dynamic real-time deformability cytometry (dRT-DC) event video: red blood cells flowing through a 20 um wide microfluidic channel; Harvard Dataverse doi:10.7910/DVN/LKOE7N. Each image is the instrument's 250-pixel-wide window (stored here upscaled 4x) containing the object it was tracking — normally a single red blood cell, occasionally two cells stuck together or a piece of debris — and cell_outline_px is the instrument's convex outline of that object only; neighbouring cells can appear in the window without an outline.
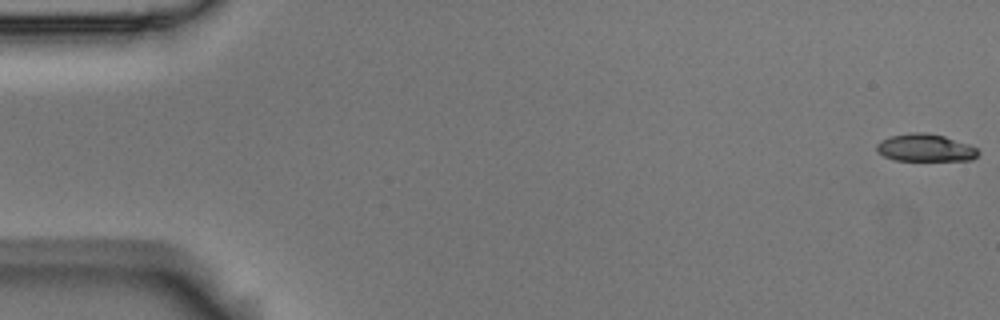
{"species": "Egyptian fruit bat (a non-hibernating species)", "species_latin": "Rousettus aegyptiacus", "temperature_condition": "room temperature", "stored_images_in_passage": 4, "camera_frame_rate_fps": 3000, "um_per_image_px": 0.085, "animal": {"sex": "male"}, "frame": {"image": 1, "passage_image": 1, "time_ms": 0.0, "image_size_px": [1000, 320], "cell_outline_px": [[980, 152], [972, 160], [896, 160], [884, 156], [876, 148], [876, 144], [880, 140], [892, 136], [908, 132], [928, 132], [944, 136], [968, 144], [976, 148]], "centroid_in_image_um": [78.65, 12.55], "position_along_channel_um": 6.4, "area_um2": 16.18}}